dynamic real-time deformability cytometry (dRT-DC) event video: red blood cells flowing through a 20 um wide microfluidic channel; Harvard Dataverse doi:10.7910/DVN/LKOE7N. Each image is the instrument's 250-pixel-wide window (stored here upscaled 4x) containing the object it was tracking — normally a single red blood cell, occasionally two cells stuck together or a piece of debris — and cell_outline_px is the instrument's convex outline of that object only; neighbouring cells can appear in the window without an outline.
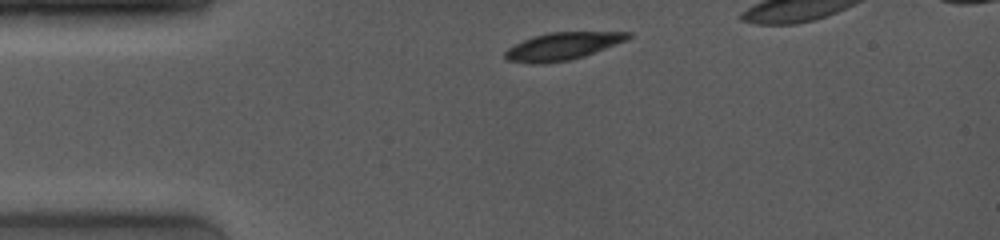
{"species": "common noctule bat (a hibernating species)", "species_latin": "Nyctalus noctula", "temperature_condition": "room temperature", "stored_images_in_passage": 4, "camera_frame_rate_fps": 4000, "um_per_image_px": 0.085, "animal": {"sex": "female", "body_mass_g": 19.0, "forearm_length_mm": 53.3}, "frame": {"image": 1, "passage_image": 1, "time_ms": 0.0, "image_size_px": [1000, 240], "cell_outline_px": [[632, 36], [628, 40], [584, 56], [568, 60], [544, 64], [532, 64], [508, 60], [504, 56], [504, 52], [508, 48], [532, 36], [548, 32], [632, 32]], "centroid_in_image_um": [47.82, 3.93], "position_along_channel_um": 37.2, "area_um2": 19.71}}